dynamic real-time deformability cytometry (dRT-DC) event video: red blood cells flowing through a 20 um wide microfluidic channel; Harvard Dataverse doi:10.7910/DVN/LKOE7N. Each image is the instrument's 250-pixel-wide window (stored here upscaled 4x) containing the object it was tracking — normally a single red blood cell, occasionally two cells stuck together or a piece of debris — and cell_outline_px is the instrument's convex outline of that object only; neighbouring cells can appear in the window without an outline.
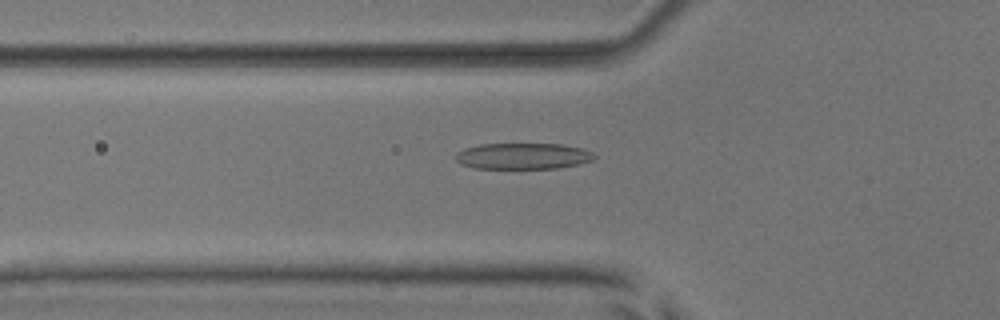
{"species": "common noctule bat (a hibernating species)", "species_latin": "Nyctalus noctula", "temperature_condition": "room temperature", "stored_images_in_passage": 49, "camera_frame_rate_fps": 3000, "um_per_image_px": 0.085, "animal": {"sex": "male", "body_mass_g": 17.9, "forearm_length_mm": 54.2}, "frame": {"image": 1, "passage_image": 15, "time_ms": 4.667, "image_size_px": [1000, 320], "cell_outline_px": [[596, 156], [592, 160], [580, 164], [556, 168], [476, 168], [460, 164], [456, 160], [456, 152], [464, 148], [480, 144], [564, 144], [584, 148], [592, 152]], "centroid_in_image_um": [44.46, 13.26], "position_along_channel_um": 81.3, "area_um2": 21.21}}
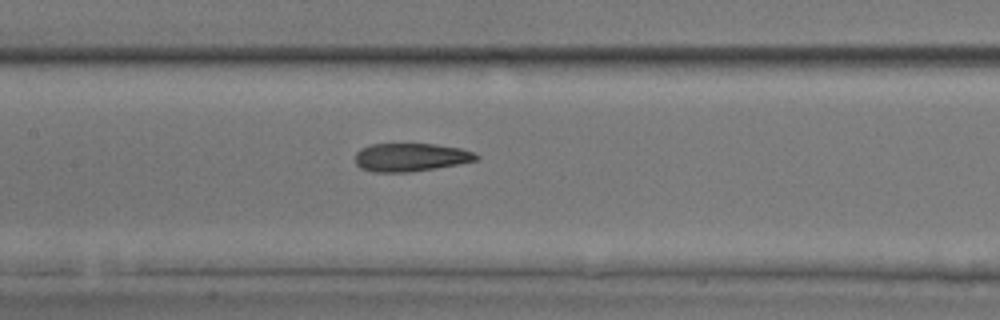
{"frame": {"image": 2, "passage_image": 22, "time_ms": 7.0, "image_size_px": [1000, 320], "cell_outline_px": [[480, 156], [476, 160], [460, 164], [436, 168], [408, 172], [372, 172], [360, 168], [356, 164], [356, 152], [360, 148], [372, 144], [436, 144], [460, 148], [476, 152]], "centroid_in_image_um": [34.92, 13.37], "position_along_channel_um": 172.5, "area_um2": 20.06}}
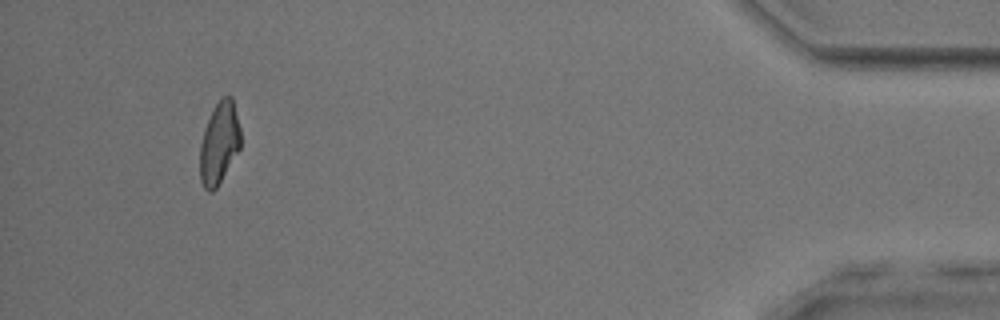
{"frame": {"image": 3, "passage_image": 46, "time_ms": 15.0, "image_size_px": [1000, 320], "cell_outline_px": [[240, 148], [216, 188], [212, 192], [208, 192], [204, 188], [200, 180], [200, 144], [204, 128], [212, 108], [224, 96], [232, 96], [240, 128]], "centroid_in_image_um": [18.62, 12.16], "position_along_channel_um": 416.6, "area_um2": 19.36}, "authors_computed_cell_mechanics": {"area_um2": 20.5768, "velocity_mm_per_s": 3.8928, "shape_relaxation_time_tau1_ms": null, "shape_relaxation_time_tau2_ms": 2.4747, "deformation_change_tau1": null, "deformation_change_tau2": 0.1155}}